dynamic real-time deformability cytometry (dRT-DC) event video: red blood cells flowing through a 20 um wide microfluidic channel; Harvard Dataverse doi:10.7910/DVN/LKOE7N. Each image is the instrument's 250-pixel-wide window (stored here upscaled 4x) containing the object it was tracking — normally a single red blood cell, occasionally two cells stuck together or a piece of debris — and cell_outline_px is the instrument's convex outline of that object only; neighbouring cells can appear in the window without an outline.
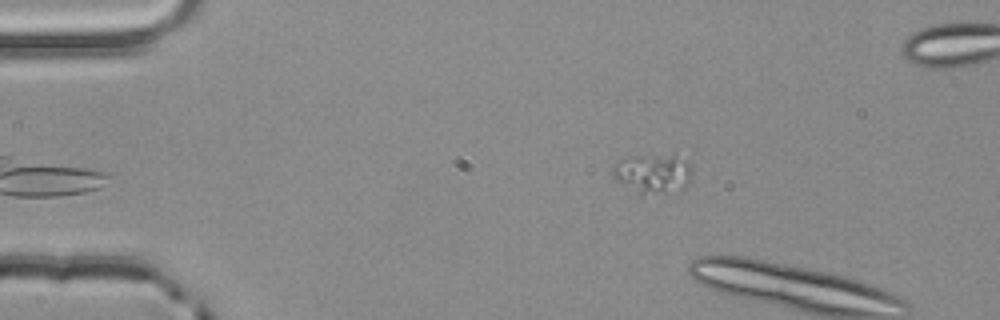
{"species": "common noctule bat (a hibernating species)", "species_latin": "Nyctalus noctula", "temperature_condition": "room temperature", "stored_images_in_passage": 6, "camera_frame_rate_fps": 3000, "um_per_image_px": 0.085, "animal": {"sex": "male", "body_mass_g": 20.4}, "frame": {"image": 1, "passage_image": 3, "time_ms": 0.667, "image_size_px": [1000, 320], "cell_outline_px": [[692, 172], [688, 184], [684, 188], [640, 196], [616, 180], [612, 172], [612, 164], [616, 160], [632, 156], [692, 148]], "centroid_in_image_um": [55.66, 14.59], "position_along_channel_um": 29.3, "area_um2": 20.4}}